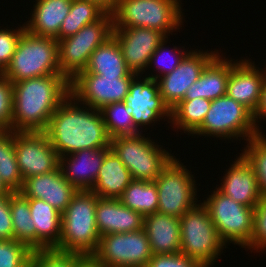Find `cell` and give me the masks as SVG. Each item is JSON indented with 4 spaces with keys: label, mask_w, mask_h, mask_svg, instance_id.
Segmentation results:
<instances>
[{
    "label": "cell",
    "mask_w": 266,
    "mask_h": 267,
    "mask_svg": "<svg viewBox=\"0 0 266 267\" xmlns=\"http://www.w3.org/2000/svg\"><path fill=\"white\" fill-rule=\"evenodd\" d=\"M99 197L92 191H77L61 215V237L55 248L91 257L97 250L100 234L95 212Z\"/></svg>",
    "instance_id": "cell-3"
},
{
    "label": "cell",
    "mask_w": 266,
    "mask_h": 267,
    "mask_svg": "<svg viewBox=\"0 0 266 267\" xmlns=\"http://www.w3.org/2000/svg\"><path fill=\"white\" fill-rule=\"evenodd\" d=\"M232 162L217 189L242 205L255 207L262 194L253 168L241 154Z\"/></svg>",
    "instance_id": "cell-21"
},
{
    "label": "cell",
    "mask_w": 266,
    "mask_h": 267,
    "mask_svg": "<svg viewBox=\"0 0 266 267\" xmlns=\"http://www.w3.org/2000/svg\"><path fill=\"white\" fill-rule=\"evenodd\" d=\"M124 102L129 108L133 124L141 133L143 128L148 129L147 126H153L160 119L162 121L164 118V122L170 123L171 110L160 95L157 80L138 74L132 80ZM167 118L169 121L165 120Z\"/></svg>",
    "instance_id": "cell-13"
},
{
    "label": "cell",
    "mask_w": 266,
    "mask_h": 267,
    "mask_svg": "<svg viewBox=\"0 0 266 267\" xmlns=\"http://www.w3.org/2000/svg\"><path fill=\"white\" fill-rule=\"evenodd\" d=\"M14 239L10 195L0 196V240Z\"/></svg>",
    "instance_id": "cell-43"
},
{
    "label": "cell",
    "mask_w": 266,
    "mask_h": 267,
    "mask_svg": "<svg viewBox=\"0 0 266 267\" xmlns=\"http://www.w3.org/2000/svg\"><path fill=\"white\" fill-rule=\"evenodd\" d=\"M13 84L10 130L44 132L51 116L71 94L70 81L62 74L25 79Z\"/></svg>",
    "instance_id": "cell-2"
},
{
    "label": "cell",
    "mask_w": 266,
    "mask_h": 267,
    "mask_svg": "<svg viewBox=\"0 0 266 267\" xmlns=\"http://www.w3.org/2000/svg\"><path fill=\"white\" fill-rule=\"evenodd\" d=\"M253 252L266 250V197L262 196L260 201L255 205L253 216V233L250 245L246 248ZM252 249V250H251ZM259 250V251H258Z\"/></svg>",
    "instance_id": "cell-39"
},
{
    "label": "cell",
    "mask_w": 266,
    "mask_h": 267,
    "mask_svg": "<svg viewBox=\"0 0 266 267\" xmlns=\"http://www.w3.org/2000/svg\"><path fill=\"white\" fill-rule=\"evenodd\" d=\"M127 67L143 75L157 47L167 38L162 32L144 27L113 28Z\"/></svg>",
    "instance_id": "cell-17"
},
{
    "label": "cell",
    "mask_w": 266,
    "mask_h": 267,
    "mask_svg": "<svg viewBox=\"0 0 266 267\" xmlns=\"http://www.w3.org/2000/svg\"><path fill=\"white\" fill-rule=\"evenodd\" d=\"M245 143L241 155L253 168L261 194L266 197V135L262 132Z\"/></svg>",
    "instance_id": "cell-35"
},
{
    "label": "cell",
    "mask_w": 266,
    "mask_h": 267,
    "mask_svg": "<svg viewBox=\"0 0 266 267\" xmlns=\"http://www.w3.org/2000/svg\"><path fill=\"white\" fill-rule=\"evenodd\" d=\"M86 257L52 249L34 250L29 267H77Z\"/></svg>",
    "instance_id": "cell-37"
},
{
    "label": "cell",
    "mask_w": 266,
    "mask_h": 267,
    "mask_svg": "<svg viewBox=\"0 0 266 267\" xmlns=\"http://www.w3.org/2000/svg\"><path fill=\"white\" fill-rule=\"evenodd\" d=\"M15 154L23 180L59 167V156L44 132H15Z\"/></svg>",
    "instance_id": "cell-15"
},
{
    "label": "cell",
    "mask_w": 266,
    "mask_h": 267,
    "mask_svg": "<svg viewBox=\"0 0 266 267\" xmlns=\"http://www.w3.org/2000/svg\"><path fill=\"white\" fill-rule=\"evenodd\" d=\"M33 250L26 244L0 240V267H29Z\"/></svg>",
    "instance_id": "cell-38"
},
{
    "label": "cell",
    "mask_w": 266,
    "mask_h": 267,
    "mask_svg": "<svg viewBox=\"0 0 266 267\" xmlns=\"http://www.w3.org/2000/svg\"><path fill=\"white\" fill-rule=\"evenodd\" d=\"M113 16L106 12L99 20L85 25L76 34L58 41L60 73L72 81L84 71L94 50L112 36Z\"/></svg>",
    "instance_id": "cell-9"
},
{
    "label": "cell",
    "mask_w": 266,
    "mask_h": 267,
    "mask_svg": "<svg viewBox=\"0 0 266 267\" xmlns=\"http://www.w3.org/2000/svg\"><path fill=\"white\" fill-rule=\"evenodd\" d=\"M218 53V50H190L172 72L157 79L160 95L170 110L184 99L187 89Z\"/></svg>",
    "instance_id": "cell-16"
},
{
    "label": "cell",
    "mask_w": 266,
    "mask_h": 267,
    "mask_svg": "<svg viewBox=\"0 0 266 267\" xmlns=\"http://www.w3.org/2000/svg\"><path fill=\"white\" fill-rule=\"evenodd\" d=\"M53 74H61L58 41L31 34L25 29L4 76L14 83Z\"/></svg>",
    "instance_id": "cell-5"
},
{
    "label": "cell",
    "mask_w": 266,
    "mask_h": 267,
    "mask_svg": "<svg viewBox=\"0 0 266 267\" xmlns=\"http://www.w3.org/2000/svg\"><path fill=\"white\" fill-rule=\"evenodd\" d=\"M211 195L203 199L209 216L216 227L221 240L227 245L247 248L253 233V216L255 207H247L225 196L217 186Z\"/></svg>",
    "instance_id": "cell-10"
},
{
    "label": "cell",
    "mask_w": 266,
    "mask_h": 267,
    "mask_svg": "<svg viewBox=\"0 0 266 267\" xmlns=\"http://www.w3.org/2000/svg\"><path fill=\"white\" fill-rule=\"evenodd\" d=\"M118 199L127 208L143 216L158 210V193L154 181L133 179Z\"/></svg>",
    "instance_id": "cell-30"
},
{
    "label": "cell",
    "mask_w": 266,
    "mask_h": 267,
    "mask_svg": "<svg viewBox=\"0 0 266 267\" xmlns=\"http://www.w3.org/2000/svg\"><path fill=\"white\" fill-rule=\"evenodd\" d=\"M110 147L98 149H83L64 155L59 158V167L64 178L71 183L77 191H91L99 169L103 164L105 154Z\"/></svg>",
    "instance_id": "cell-20"
},
{
    "label": "cell",
    "mask_w": 266,
    "mask_h": 267,
    "mask_svg": "<svg viewBox=\"0 0 266 267\" xmlns=\"http://www.w3.org/2000/svg\"><path fill=\"white\" fill-rule=\"evenodd\" d=\"M30 20L24 22L31 34L57 38L63 20L70 12L72 0H35Z\"/></svg>",
    "instance_id": "cell-25"
},
{
    "label": "cell",
    "mask_w": 266,
    "mask_h": 267,
    "mask_svg": "<svg viewBox=\"0 0 266 267\" xmlns=\"http://www.w3.org/2000/svg\"><path fill=\"white\" fill-rule=\"evenodd\" d=\"M17 28L8 29L4 27V29H0V64L6 68L13 57V54L16 49L17 42L25 30V24L19 25Z\"/></svg>",
    "instance_id": "cell-40"
},
{
    "label": "cell",
    "mask_w": 266,
    "mask_h": 267,
    "mask_svg": "<svg viewBox=\"0 0 266 267\" xmlns=\"http://www.w3.org/2000/svg\"><path fill=\"white\" fill-rule=\"evenodd\" d=\"M18 192L25 198L42 199L62 214L77 189L64 178L58 167L53 172L25 178Z\"/></svg>",
    "instance_id": "cell-19"
},
{
    "label": "cell",
    "mask_w": 266,
    "mask_h": 267,
    "mask_svg": "<svg viewBox=\"0 0 266 267\" xmlns=\"http://www.w3.org/2000/svg\"><path fill=\"white\" fill-rule=\"evenodd\" d=\"M146 267H204L197 260L181 252L175 254H154Z\"/></svg>",
    "instance_id": "cell-42"
},
{
    "label": "cell",
    "mask_w": 266,
    "mask_h": 267,
    "mask_svg": "<svg viewBox=\"0 0 266 267\" xmlns=\"http://www.w3.org/2000/svg\"><path fill=\"white\" fill-rule=\"evenodd\" d=\"M103 77H136L126 65L121 49L112 35L91 54L84 71Z\"/></svg>",
    "instance_id": "cell-28"
},
{
    "label": "cell",
    "mask_w": 266,
    "mask_h": 267,
    "mask_svg": "<svg viewBox=\"0 0 266 267\" xmlns=\"http://www.w3.org/2000/svg\"><path fill=\"white\" fill-rule=\"evenodd\" d=\"M44 133L59 158L83 149L110 147L100 109L80 103L70 94L51 116Z\"/></svg>",
    "instance_id": "cell-1"
},
{
    "label": "cell",
    "mask_w": 266,
    "mask_h": 267,
    "mask_svg": "<svg viewBox=\"0 0 266 267\" xmlns=\"http://www.w3.org/2000/svg\"><path fill=\"white\" fill-rule=\"evenodd\" d=\"M186 167L174 155L154 180L158 193L157 212L180 218L201 201L197 199V180Z\"/></svg>",
    "instance_id": "cell-11"
},
{
    "label": "cell",
    "mask_w": 266,
    "mask_h": 267,
    "mask_svg": "<svg viewBox=\"0 0 266 267\" xmlns=\"http://www.w3.org/2000/svg\"><path fill=\"white\" fill-rule=\"evenodd\" d=\"M12 191L6 186V184L0 178V196L10 195Z\"/></svg>",
    "instance_id": "cell-47"
},
{
    "label": "cell",
    "mask_w": 266,
    "mask_h": 267,
    "mask_svg": "<svg viewBox=\"0 0 266 267\" xmlns=\"http://www.w3.org/2000/svg\"><path fill=\"white\" fill-rule=\"evenodd\" d=\"M29 200L36 229V250L56 248L61 237V213L42 199Z\"/></svg>",
    "instance_id": "cell-27"
},
{
    "label": "cell",
    "mask_w": 266,
    "mask_h": 267,
    "mask_svg": "<svg viewBox=\"0 0 266 267\" xmlns=\"http://www.w3.org/2000/svg\"><path fill=\"white\" fill-rule=\"evenodd\" d=\"M5 72V68L0 64V76H3Z\"/></svg>",
    "instance_id": "cell-48"
},
{
    "label": "cell",
    "mask_w": 266,
    "mask_h": 267,
    "mask_svg": "<svg viewBox=\"0 0 266 267\" xmlns=\"http://www.w3.org/2000/svg\"><path fill=\"white\" fill-rule=\"evenodd\" d=\"M103 119L109 136H126L140 134L133 124L132 116L125 102L105 105L101 109Z\"/></svg>",
    "instance_id": "cell-34"
},
{
    "label": "cell",
    "mask_w": 266,
    "mask_h": 267,
    "mask_svg": "<svg viewBox=\"0 0 266 267\" xmlns=\"http://www.w3.org/2000/svg\"><path fill=\"white\" fill-rule=\"evenodd\" d=\"M211 103L209 99L198 97L192 100H182L171 109V124L169 125L191 136L201 126Z\"/></svg>",
    "instance_id": "cell-29"
},
{
    "label": "cell",
    "mask_w": 266,
    "mask_h": 267,
    "mask_svg": "<svg viewBox=\"0 0 266 267\" xmlns=\"http://www.w3.org/2000/svg\"><path fill=\"white\" fill-rule=\"evenodd\" d=\"M181 247L180 252L197 260L204 267H211L217 262L226 245L216 230L208 209L199 202L180 217ZM222 251V252H221Z\"/></svg>",
    "instance_id": "cell-6"
},
{
    "label": "cell",
    "mask_w": 266,
    "mask_h": 267,
    "mask_svg": "<svg viewBox=\"0 0 266 267\" xmlns=\"http://www.w3.org/2000/svg\"><path fill=\"white\" fill-rule=\"evenodd\" d=\"M260 133L253 114L239 102L225 95L212 100L204 121L191 136H211L233 142L234 139L240 141L241 138L247 141Z\"/></svg>",
    "instance_id": "cell-8"
},
{
    "label": "cell",
    "mask_w": 266,
    "mask_h": 267,
    "mask_svg": "<svg viewBox=\"0 0 266 267\" xmlns=\"http://www.w3.org/2000/svg\"><path fill=\"white\" fill-rule=\"evenodd\" d=\"M253 119H254L256 127L262 133V131L260 130L261 127H259L261 125L258 123H261L260 121L262 119H264V121L266 120V77L262 85V92H261L258 107L253 114Z\"/></svg>",
    "instance_id": "cell-44"
},
{
    "label": "cell",
    "mask_w": 266,
    "mask_h": 267,
    "mask_svg": "<svg viewBox=\"0 0 266 267\" xmlns=\"http://www.w3.org/2000/svg\"><path fill=\"white\" fill-rule=\"evenodd\" d=\"M95 219L100 236L139 231L144 224L141 213L127 208L119 199L112 198L97 199Z\"/></svg>",
    "instance_id": "cell-22"
},
{
    "label": "cell",
    "mask_w": 266,
    "mask_h": 267,
    "mask_svg": "<svg viewBox=\"0 0 266 267\" xmlns=\"http://www.w3.org/2000/svg\"><path fill=\"white\" fill-rule=\"evenodd\" d=\"M145 134L116 136L111 138L110 148L130 171L134 180L154 181L161 170L174 157Z\"/></svg>",
    "instance_id": "cell-7"
},
{
    "label": "cell",
    "mask_w": 266,
    "mask_h": 267,
    "mask_svg": "<svg viewBox=\"0 0 266 267\" xmlns=\"http://www.w3.org/2000/svg\"><path fill=\"white\" fill-rule=\"evenodd\" d=\"M77 267H102L96 263L91 257H86Z\"/></svg>",
    "instance_id": "cell-46"
},
{
    "label": "cell",
    "mask_w": 266,
    "mask_h": 267,
    "mask_svg": "<svg viewBox=\"0 0 266 267\" xmlns=\"http://www.w3.org/2000/svg\"><path fill=\"white\" fill-rule=\"evenodd\" d=\"M168 38L169 37L165 38V40L157 47L155 52L152 54L150 61H149V64H148V67H147V70L149 68H153L152 71L153 70H154L153 72L157 71V72H159V74L158 73L153 74L151 72L152 75L151 74L146 75V73H145V77H149L150 79L157 80L158 78L162 77L163 75H166V74L172 72L180 64V62L183 60V58L190 52L189 50L184 49L185 48L184 46L180 47V48H179V46L178 47L174 46L172 48V50H168L167 49L168 46H166V43L168 42ZM167 57H169V58H167ZM152 64L154 65V67L152 66Z\"/></svg>",
    "instance_id": "cell-36"
},
{
    "label": "cell",
    "mask_w": 266,
    "mask_h": 267,
    "mask_svg": "<svg viewBox=\"0 0 266 267\" xmlns=\"http://www.w3.org/2000/svg\"><path fill=\"white\" fill-rule=\"evenodd\" d=\"M230 59L218 53L203 69L199 79L187 89L183 100L198 97L212 101L225 96L227 81L232 69V58Z\"/></svg>",
    "instance_id": "cell-24"
},
{
    "label": "cell",
    "mask_w": 266,
    "mask_h": 267,
    "mask_svg": "<svg viewBox=\"0 0 266 267\" xmlns=\"http://www.w3.org/2000/svg\"><path fill=\"white\" fill-rule=\"evenodd\" d=\"M143 229L148 236L150 249L154 254H175L180 252V218L155 212L144 216Z\"/></svg>",
    "instance_id": "cell-23"
},
{
    "label": "cell",
    "mask_w": 266,
    "mask_h": 267,
    "mask_svg": "<svg viewBox=\"0 0 266 267\" xmlns=\"http://www.w3.org/2000/svg\"><path fill=\"white\" fill-rule=\"evenodd\" d=\"M13 84L0 76V131L10 130L13 113Z\"/></svg>",
    "instance_id": "cell-41"
},
{
    "label": "cell",
    "mask_w": 266,
    "mask_h": 267,
    "mask_svg": "<svg viewBox=\"0 0 266 267\" xmlns=\"http://www.w3.org/2000/svg\"><path fill=\"white\" fill-rule=\"evenodd\" d=\"M153 253L144 229L100 236L91 258L102 267H146Z\"/></svg>",
    "instance_id": "cell-12"
},
{
    "label": "cell",
    "mask_w": 266,
    "mask_h": 267,
    "mask_svg": "<svg viewBox=\"0 0 266 267\" xmlns=\"http://www.w3.org/2000/svg\"><path fill=\"white\" fill-rule=\"evenodd\" d=\"M10 211L14 232V240L36 250V229L31 217L29 200L19 192L10 194Z\"/></svg>",
    "instance_id": "cell-31"
},
{
    "label": "cell",
    "mask_w": 266,
    "mask_h": 267,
    "mask_svg": "<svg viewBox=\"0 0 266 267\" xmlns=\"http://www.w3.org/2000/svg\"><path fill=\"white\" fill-rule=\"evenodd\" d=\"M132 180L130 171L116 153L110 149L105 154L91 191L99 198L118 199Z\"/></svg>",
    "instance_id": "cell-26"
},
{
    "label": "cell",
    "mask_w": 266,
    "mask_h": 267,
    "mask_svg": "<svg viewBox=\"0 0 266 267\" xmlns=\"http://www.w3.org/2000/svg\"><path fill=\"white\" fill-rule=\"evenodd\" d=\"M0 178L12 192H18L23 184L15 154V132L0 131Z\"/></svg>",
    "instance_id": "cell-33"
},
{
    "label": "cell",
    "mask_w": 266,
    "mask_h": 267,
    "mask_svg": "<svg viewBox=\"0 0 266 267\" xmlns=\"http://www.w3.org/2000/svg\"><path fill=\"white\" fill-rule=\"evenodd\" d=\"M233 60L226 95L254 114L260 101L266 70L257 67L258 65L252 62L251 58Z\"/></svg>",
    "instance_id": "cell-18"
},
{
    "label": "cell",
    "mask_w": 266,
    "mask_h": 267,
    "mask_svg": "<svg viewBox=\"0 0 266 267\" xmlns=\"http://www.w3.org/2000/svg\"><path fill=\"white\" fill-rule=\"evenodd\" d=\"M91 1L96 2L106 12L112 13L116 9L119 0H91Z\"/></svg>",
    "instance_id": "cell-45"
},
{
    "label": "cell",
    "mask_w": 266,
    "mask_h": 267,
    "mask_svg": "<svg viewBox=\"0 0 266 267\" xmlns=\"http://www.w3.org/2000/svg\"><path fill=\"white\" fill-rule=\"evenodd\" d=\"M134 78L80 72L70 81V91L80 103L101 110L105 105L124 102Z\"/></svg>",
    "instance_id": "cell-14"
},
{
    "label": "cell",
    "mask_w": 266,
    "mask_h": 267,
    "mask_svg": "<svg viewBox=\"0 0 266 267\" xmlns=\"http://www.w3.org/2000/svg\"><path fill=\"white\" fill-rule=\"evenodd\" d=\"M181 1L119 0L112 12L113 28L144 27L162 32L168 37L184 24Z\"/></svg>",
    "instance_id": "cell-4"
},
{
    "label": "cell",
    "mask_w": 266,
    "mask_h": 267,
    "mask_svg": "<svg viewBox=\"0 0 266 267\" xmlns=\"http://www.w3.org/2000/svg\"><path fill=\"white\" fill-rule=\"evenodd\" d=\"M106 11L91 0H72L69 14L63 20L57 41L76 34L85 25L99 20Z\"/></svg>",
    "instance_id": "cell-32"
}]
</instances>
